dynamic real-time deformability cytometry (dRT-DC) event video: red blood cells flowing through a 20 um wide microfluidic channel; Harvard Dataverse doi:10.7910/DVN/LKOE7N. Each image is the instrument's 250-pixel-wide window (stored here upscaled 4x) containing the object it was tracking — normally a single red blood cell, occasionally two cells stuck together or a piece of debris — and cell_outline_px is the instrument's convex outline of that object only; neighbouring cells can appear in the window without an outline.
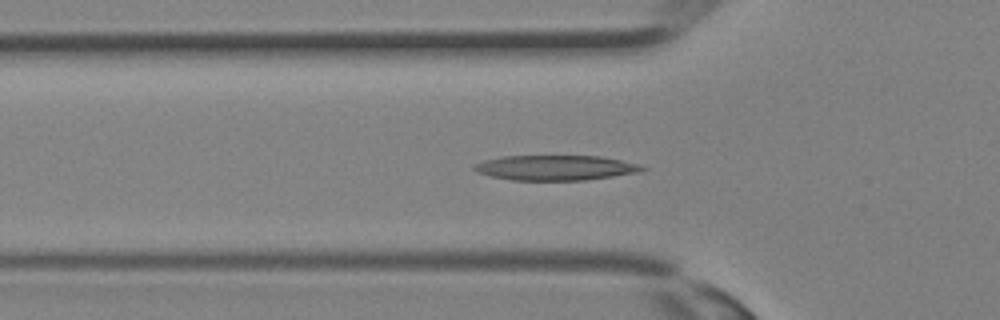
{"species": "Egyptian fruit bat (a non-hibernating species)", "species_latin": "Rousettus aegyptiacus", "temperature_condition": "room temperature", "stored_images_in_passage": 35, "segment_of_instrument_passage": [1, 2], "camera_frame_rate_fps": 3000, "um_per_image_px": 0.085, "animal": {"sex": "female"}, "frame": {"image": 1, "passage_image": 11, "time_ms": 3.333, "image_size_px": [1000, 320], "cell_outline_px": [[648, 168], [640, 172], [584, 180], [512, 180], [492, 176], [476, 172], [472, 168], [472, 164], [484, 160], [500, 156], [600, 156], [620, 160], [636, 164]], "centroid_in_image_um": [47.16, 14.25], "position_along_channel_um": 78.6, "area_um2": 24.45}}
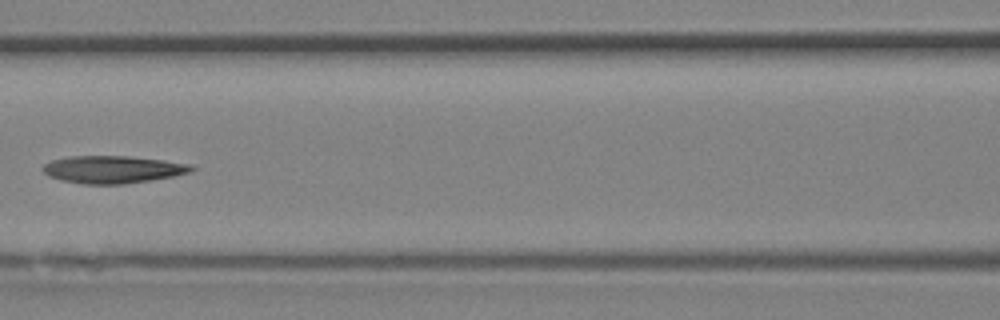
{"frame": {"image": 2, "passage_image": 15, "time_ms": 4.667, "image_size_px": [1000, 320], "cell_outline_px": [[196, 168], [192, 172], [152, 180], [124, 184], [84, 184], [60, 180], [48, 176], [40, 168], [44, 164], [52, 160], [68, 156], [128, 156], [164, 160], [192, 164]], "centroid_in_image_um": [9.59, 14.4], "position_along_channel_um": 157.0, "area_um2": 23.99}}
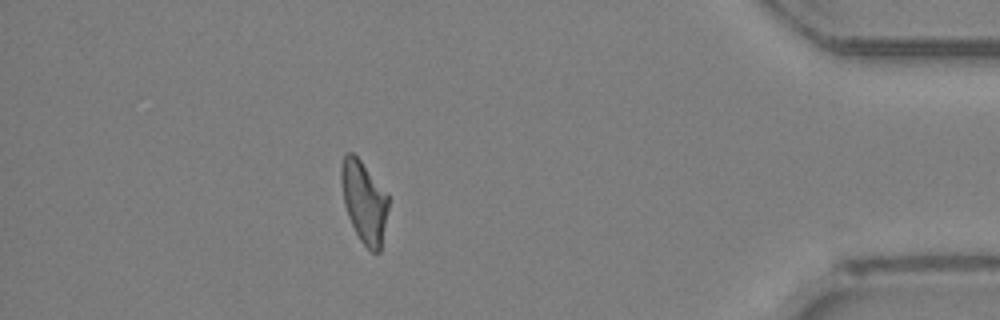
{"frame": {"image": 3, "passage_image": 30, "time_ms": 9.667, "image_size_px": [1000, 320], "cell_outline_px": [[388, 208], [380, 252], [372, 252], [360, 240], [348, 216], [344, 204], [340, 180], [340, 164], [344, 152], [352, 152], [360, 160], [388, 192]], "centroid_in_image_um": [30.93, 17.09], "position_along_channel_um": 404.3, "area_um2": 22.6}}